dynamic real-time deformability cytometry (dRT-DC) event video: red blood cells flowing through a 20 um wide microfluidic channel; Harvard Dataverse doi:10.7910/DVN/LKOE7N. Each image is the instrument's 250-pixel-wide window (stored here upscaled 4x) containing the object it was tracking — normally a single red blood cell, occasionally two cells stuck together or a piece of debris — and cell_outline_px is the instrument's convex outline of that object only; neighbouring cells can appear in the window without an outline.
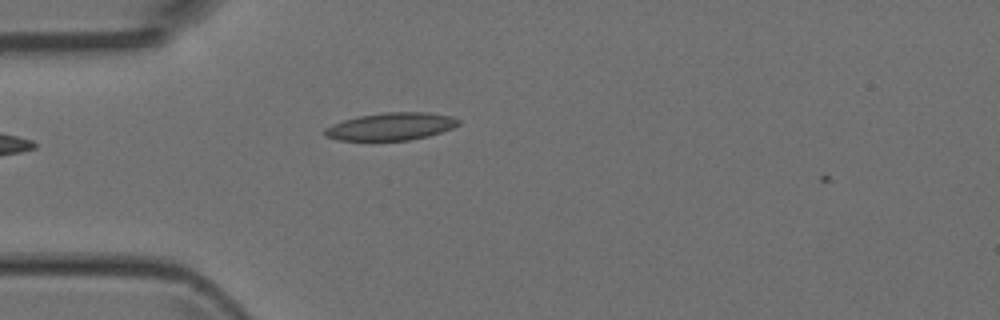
{"species": "Egyptian fruit bat (a non-hibernating species)", "species_latin": "Rousettus aegyptiacus", "temperature_condition": "room temperature", "stored_images_in_passage": 2, "camera_frame_rate_fps": 3000, "um_per_image_px": 0.085, "animal": {"sex": "female"}, "frame": {"image": 1, "passage_image": 2, "time_ms": 1.0, "image_size_px": [1000, 320], "cell_outline_px": [[460, 124], [452, 128], [428, 136], [408, 140], [340, 140], [324, 136], [324, 128], [332, 124], [344, 120], [360, 116], [384, 112], [428, 112], [452, 116], [460, 120]], "centroid_in_image_um": [33.24, 10.74], "position_along_channel_um": 51.8, "area_um2": 21.39}}